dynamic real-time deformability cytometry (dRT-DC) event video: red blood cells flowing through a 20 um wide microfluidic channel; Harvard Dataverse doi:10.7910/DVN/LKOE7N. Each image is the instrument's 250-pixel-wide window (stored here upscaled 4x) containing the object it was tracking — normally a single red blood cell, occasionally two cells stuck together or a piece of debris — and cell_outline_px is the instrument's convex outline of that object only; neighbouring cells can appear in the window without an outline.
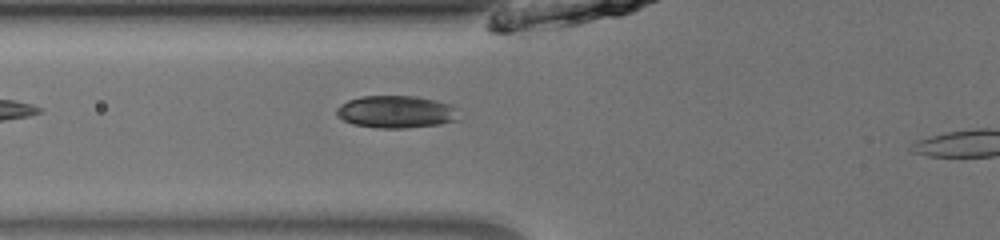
{"species": "common noctule bat (a hibernating species)", "species_latin": "Nyctalus noctula", "temperature_condition": "room temperature", "stored_images_in_passage": 8, "camera_frame_rate_fps": 3000, "um_per_image_px": 0.085, "animal": {"sex": "male", "body_mass_g": 13.0, "forearm_length_mm": 53.1}, "frame": {"image": 1, "passage_image": 4, "time_ms": 1.0, "image_size_px": [1000, 240], "cell_outline_px": [[460, 120], [440, 124], [404, 128], [380, 128], [352, 124], [336, 116], [336, 108], [340, 104], [348, 100], [360, 96], [416, 96], [436, 100], [460, 108]], "centroid_in_image_um": [33.71, 9.5], "position_along_channel_um": 92.1, "area_um2": 23.47}}